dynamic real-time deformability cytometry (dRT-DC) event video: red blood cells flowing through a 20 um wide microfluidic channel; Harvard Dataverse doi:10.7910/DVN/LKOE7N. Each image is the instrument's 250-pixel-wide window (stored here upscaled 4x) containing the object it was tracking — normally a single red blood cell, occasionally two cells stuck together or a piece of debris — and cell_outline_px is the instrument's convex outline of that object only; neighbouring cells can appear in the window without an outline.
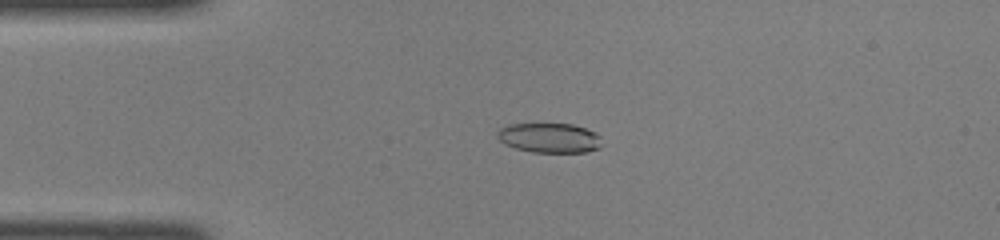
{"species": "common noctule bat (a hibernating species)", "species_latin": "Nyctalus noctula", "temperature_condition": "room temperature", "stored_images_in_passage": 45, "camera_frame_rate_fps": 3000, "um_per_image_px": 0.085, "animal": {"sex": "female", "body_mass_g": 22.0, "forearm_length_mm": 56.7}, "frame": {"image": 1, "passage_image": 10, "time_ms": 3.0, "image_size_px": [1000, 240], "cell_outline_px": [[600, 148], [588, 152], [532, 152], [516, 148], [504, 144], [496, 136], [496, 132], [500, 128], [508, 124], [572, 124], [596, 132], [600, 136]], "centroid_in_image_um": [46.69, 11.72], "position_along_channel_um": 38.3, "area_um2": 18.15}}
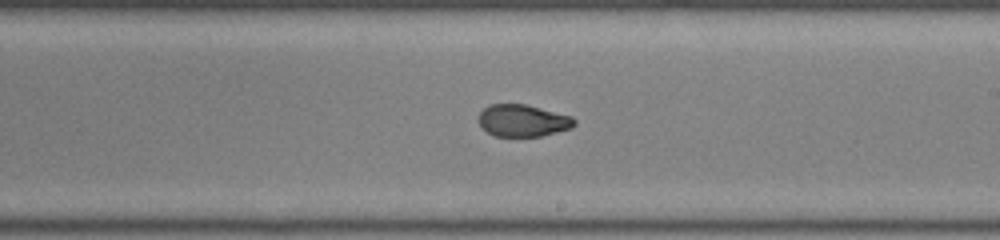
{"frame": {"image": 2, "passage_image": 26, "time_ms": 8.333, "image_size_px": [1000, 240], "cell_outline_px": [[576, 124], [572, 128], [540, 136], [496, 136], [488, 132], [480, 124], [480, 112], [488, 104], [524, 104], [572, 116], [576, 120]], "centroid_in_image_um": [44.47, 10.24], "position_along_channel_um": 244.5, "area_um2": 17.69}}
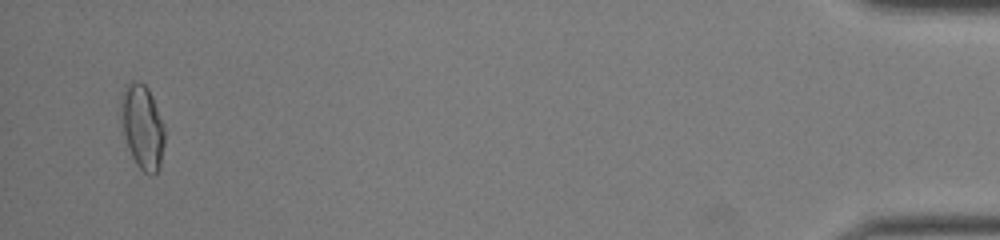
{"frame": {"image": 3, "passage_image": 44, "time_ms": 14.333, "image_size_px": [1000, 240], "cell_outline_px": [[164, 144], [160, 168], [152, 176], [144, 172], [136, 164], [128, 148], [120, 120], [120, 96], [124, 84], [132, 80], [136, 80], [144, 84], [148, 88], [152, 96], [164, 124]], "centroid_in_image_um": [12.08, 10.74], "position_along_channel_um": 423.1, "area_um2": 21.91}}